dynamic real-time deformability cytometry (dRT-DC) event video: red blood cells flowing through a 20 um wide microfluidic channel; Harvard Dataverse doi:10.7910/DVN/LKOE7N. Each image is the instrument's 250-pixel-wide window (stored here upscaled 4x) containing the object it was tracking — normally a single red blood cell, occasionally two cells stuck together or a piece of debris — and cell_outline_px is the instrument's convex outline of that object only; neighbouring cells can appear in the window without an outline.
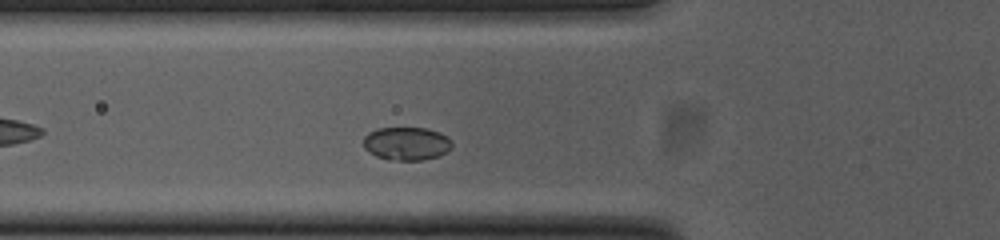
{"species": "common noctule bat (a hibernating species)", "species_latin": "Nyctalus noctula", "temperature_condition": "cold", "stored_images_in_passage": 38, "camera_frame_rate_fps": 3000, "um_per_image_px": 0.085, "animal": {"sex": "female", "body_mass_g": 23.0, "forearm_length_mm": 53.4}, "frame": {"image": 1, "passage_image": 6, "time_ms": 1.667, "image_size_px": [1000, 240], "cell_outline_px": [[452, 148], [448, 152], [440, 156], [424, 160], [388, 160], [376, 156], [368, 152], [364, 148], [364, 136], [368, 132], [376, 128], [428, 128], [440, 132], [448, 136], [452, 140]], "centroid_in_image_um": [34.59, 12.21], "position_along_channel_um": 91.2, "area_um2": 17.57}}
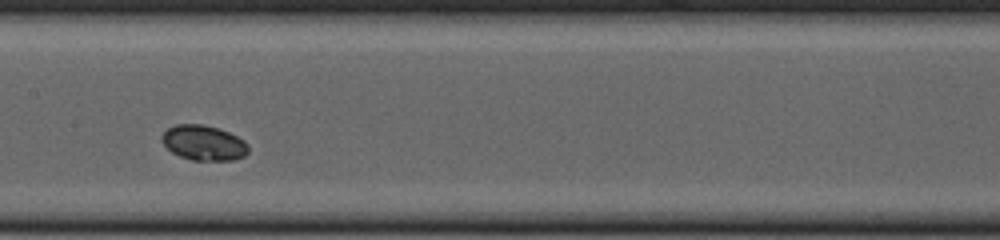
{"frame": {"image": 2, "passage_image": 14, "time_ms": 4.333, "image_size_px": [1000, 240], "cell_outline_px": [[248, 152], [244, 156], [232, 160], [192, 160], [180, 156], [172, 152], [160, 140], [160, 136], [168, 128], [176, 124], [204, 124], [228, 132], [244, 140], [248, 144]], "centroid_in_image_um": [17.3, 12.14], "position_along_channel_um": 190.1, "area_um2": 17.63}}
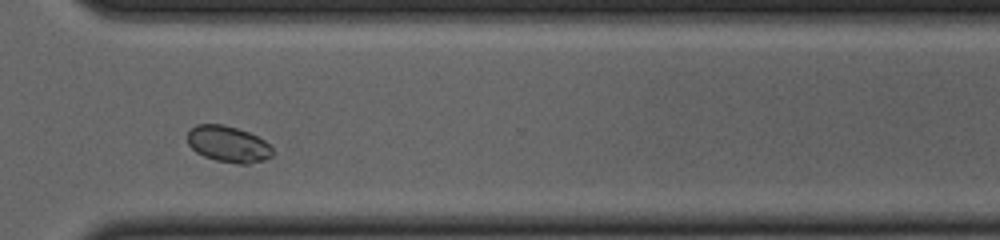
{"frame": {"image": 3, "passage_image": 27, "time_ms": 8.667, "image_size_px": [1000, 240], "cell_outline_px": [[272, 156], [264, 160], [248, 164], [236, 164], [216, 160], [204, 156], [196, 152], [188, 144], [188, 132], [196, 124], [224, 124], [248, 132], [264, 140], [272, 148]], "centroid_in_image_um": [19.39, 12.25], "position_along_channel_um": 351.2, "area_um2": 17.92}}